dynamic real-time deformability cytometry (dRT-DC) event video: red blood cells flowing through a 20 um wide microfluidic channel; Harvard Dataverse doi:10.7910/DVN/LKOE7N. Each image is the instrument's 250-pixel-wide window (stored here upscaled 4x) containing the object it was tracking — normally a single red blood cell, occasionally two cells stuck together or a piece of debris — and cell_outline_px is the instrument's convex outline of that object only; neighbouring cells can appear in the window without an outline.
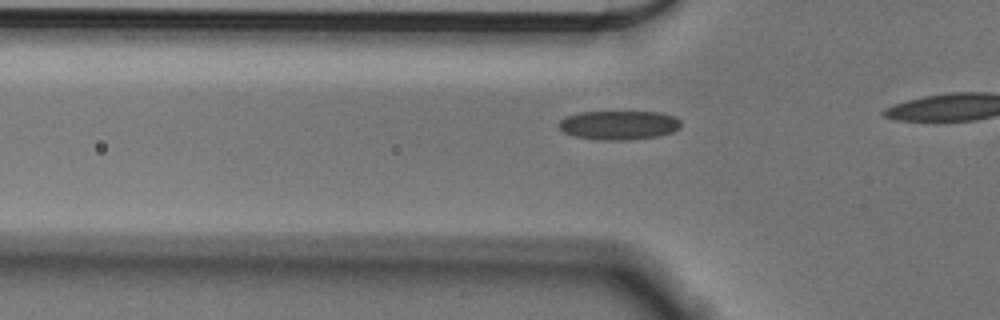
{"species": "Egyptian fruit bat (a non-hibernating species)", "species_latin": "Rousettus aegyptiacus", "temperature_condition": "cold", "stored_images_in_passage": 12, "camera_frame_rate_fps": 3000, "um_per_image_px": 0.085, "animal": {"sex": "male"}, "frame": {"image": 1, "passage_image": 9, "time_ms": 2.667, "image_size_px": [1000, 320], "cell_outline_px": [[680, 128], [672, 132], [660, 136], [628, 140], [600, 140], [572, 136], [564, 132], [556, 124], [564, 116], [580, 112], [660, 112], [672, 116], [680, 120]], "centroid_in_image_um": [52.57, 10.64], "position_along_channel_um": 73.2, "area_um2": 20.87}}